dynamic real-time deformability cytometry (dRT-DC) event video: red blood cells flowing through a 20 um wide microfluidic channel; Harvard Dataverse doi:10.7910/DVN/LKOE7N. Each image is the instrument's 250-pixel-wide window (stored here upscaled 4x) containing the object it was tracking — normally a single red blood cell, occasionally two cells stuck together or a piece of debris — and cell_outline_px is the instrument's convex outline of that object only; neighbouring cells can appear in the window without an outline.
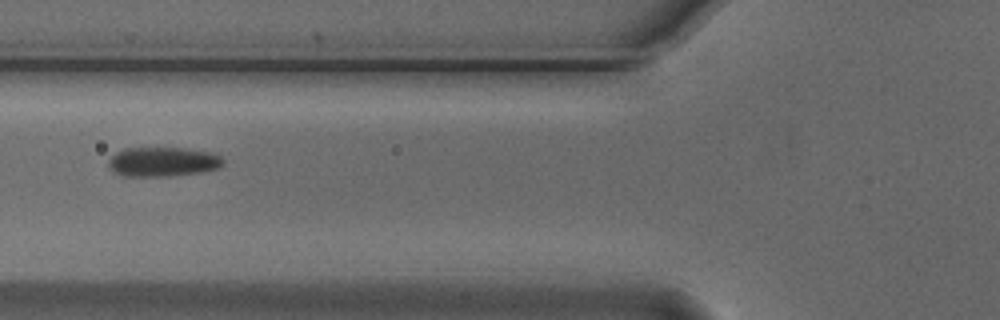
{"species": "Egyptian fruit bat (a non-hibernating species)", "species_latin": "Rousettus aegyptiacus", "temperature_condition": "cold", "stored_images_in_passage": 8, "camera_frame_rate_fps": 3000, "um_per_image_px": 0.085, "animal": {"sex": "male"}, "frame": {"image": 1, "passage_image": 6, "time_ms": 1.667, "image_size_px": [1000, 320], "cell_outline_px": [[224, 164], [220, 168], [200, 172], [172, 176], [124, 176], [112, 172], [108, 168], [108, 160], [116, 152], [124, 148], [184, 148], [212, 152], [220, 156], [224, 160]], "centroid_in_image_um": [13.83, 13.75], "position_along_channel_um": 112.0, "area_um2": 19.94}}
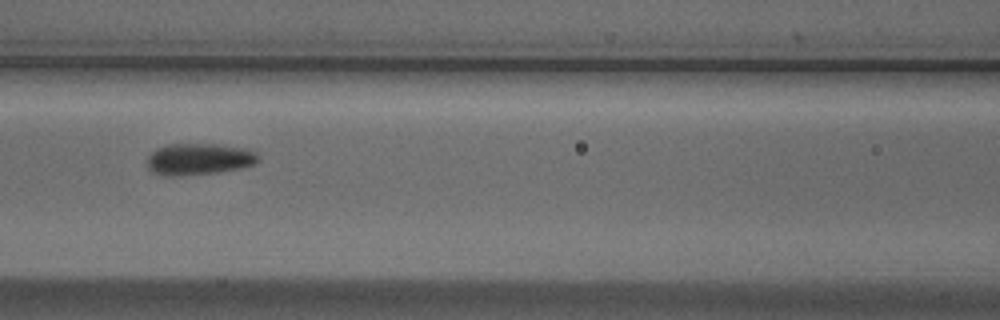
{"frame": {"image": 2, "passage_image": 7, "time_ms": 2.0, "image_size_px": [1000, 320], "cell_outline_px": [[260, 160], [256, 164], [240, 168], [216, 172], [180, 176], [164, 176], [152, 172], [148, 168], [148, 156], [156, 148], [168, 144], [216, 144], [244, 148], [256, 152], [260, 156]], "centroid_in_image_um": [16.92, 13.52], "position_along_channel_um": 149.7, "area_um2": 20.58}}
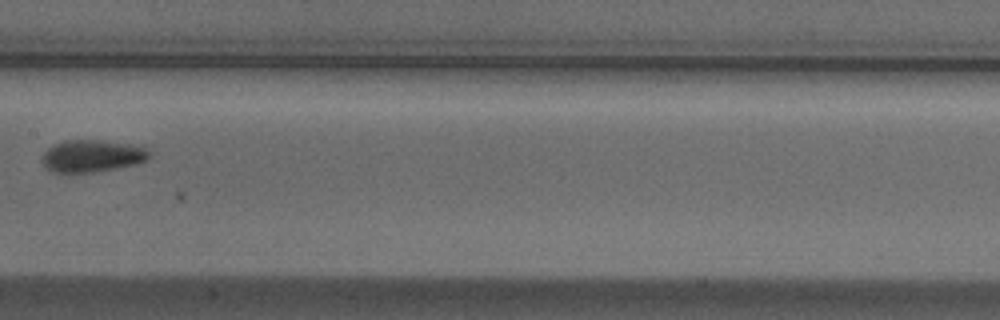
{"frame": {"image": 3, "passage_image": 8, "time_ms": 2.333, "image_size_px": [1000, 320], "cell_outline_px": [[152, 156], [148, 160], [136, 164], [116, 168], [92, 172], [52, 172], [40, 160], [44, 152], [48, 148], [64, 140], [96, 140], [132, 144], [144, 148]], "centroid_in_image_um": [7.83, 13.25], "position_along_channel_um": 199.6, "area_um2": 19.94}}